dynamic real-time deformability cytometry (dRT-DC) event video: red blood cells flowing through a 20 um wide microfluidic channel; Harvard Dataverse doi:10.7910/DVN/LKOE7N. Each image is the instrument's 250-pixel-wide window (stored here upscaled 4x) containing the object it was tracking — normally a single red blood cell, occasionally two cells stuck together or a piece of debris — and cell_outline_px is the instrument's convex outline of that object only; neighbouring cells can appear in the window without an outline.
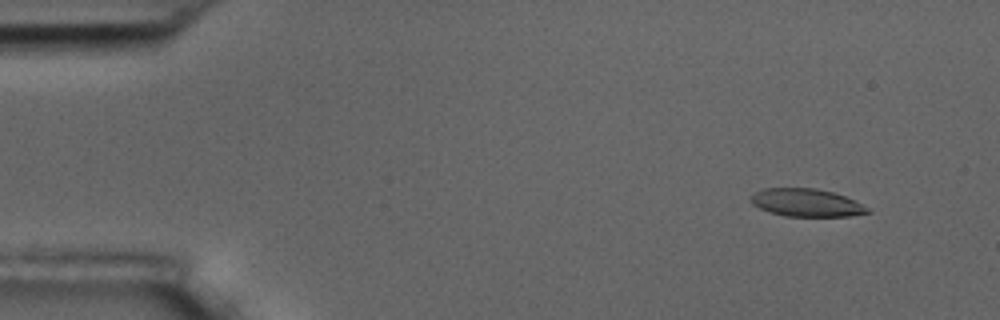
{"species": "common noctule bat (a hibernating species)", "species_latin": "Nyctalus noctula", "temperature_condition": "room temperature", "stored_images_in_passage": 8, "camera_frame_rate_fps": 3000, "um_per_image_px": 0.085, "animal": {"sex": "male", "body_mass_g": 17.5, "forearm_length_mm": 52.3}, "frame": {"image": 1, "passage_image": 2, "time_ms": 1.333, "image_size_px": [1000, 320], "cell_outline_px": [[872, 212], [848, 216], [784, 216], [768, 212], [752, 204], [752, 196], [756, 192], [764, 188], [816, 188], [832, 192], [844, 196], [868, 208]], "centroid_in_image_um": [68.53, 17.23], "position_along_channel_um": 16.5, "area_um2": 18.67}}
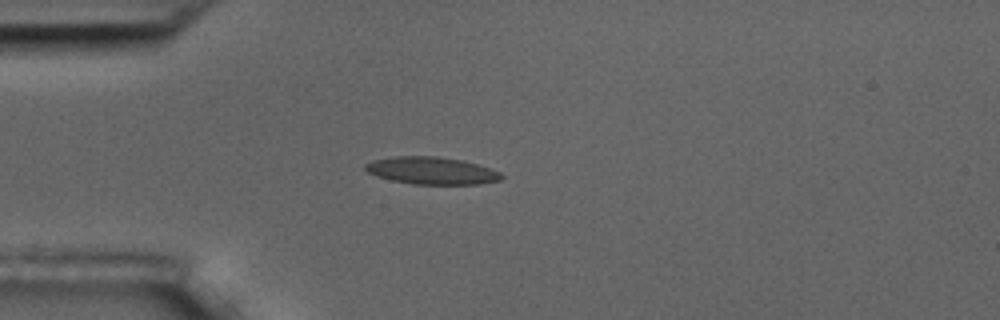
{"frame": {"image": 2, "passage_image": 5, "time_ms": 4.667, "image_size_px": [1000, 320], "cell_outline_px": [[504, 176], [500, 180], [480, 184], [412, 184], [392, 180], [376, 176], [368, 172], [364, 168], [364, 164], [372, 160], [392, 156], [436, 156], [464, 160], [500, 172]], "centroid_in_image_um": [36.66, 14.5], "position_along_channel_um": 48.3, "area_um2": 21.73}}